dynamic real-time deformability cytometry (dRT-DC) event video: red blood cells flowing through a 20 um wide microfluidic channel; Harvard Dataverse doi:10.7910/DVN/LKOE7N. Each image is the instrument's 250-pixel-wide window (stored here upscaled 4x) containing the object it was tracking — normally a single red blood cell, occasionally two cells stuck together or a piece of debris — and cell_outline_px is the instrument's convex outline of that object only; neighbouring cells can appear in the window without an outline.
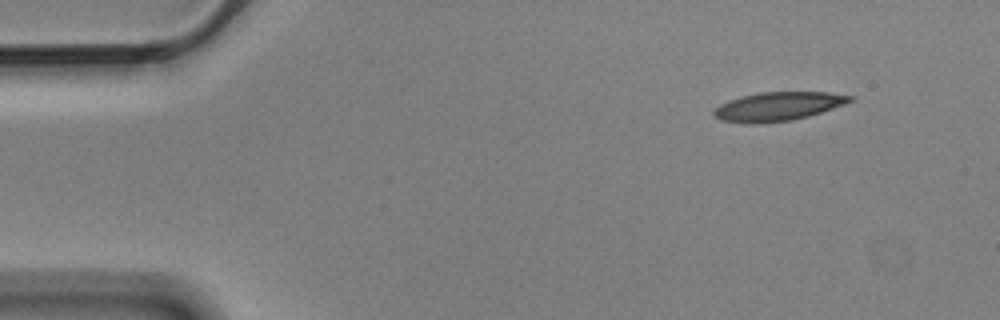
{"species": "Egyptian fruit bat (a non-hibernating species)", "species_latin": "Rousettus aegyptiacus", "temperature_condition": "cold", "stored_images_in_passage": 4, "camera_frame_rate_fps": 3000, "um_per_image_px": 0.085, "animal": {"sex": "male"}, "frame": {"image": 1, "passage_image": 1, "time_ms": 0.0, "image_size_px": [1000, 320], "cell_outline_px": [[856, 100], [808, 116], [792, 120], [756, 124], [748, 124], [720, 120], [712, 116], [712, 112], [720, 104], [728, 100], [760, 92], [828, 92], [856, 96]], "centroid_in_image_um": [66.13, 9.05], "position_along_channel_um": 18.9, "area_um2": 22.95}}
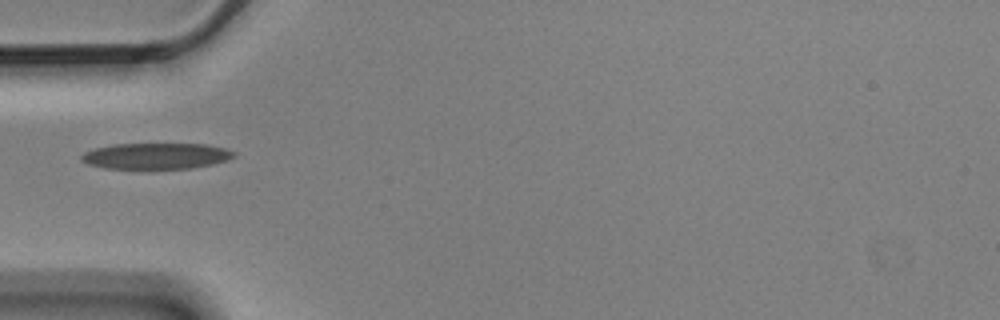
{"frame": {"image": 2, "passage_image": 4, "time_ms": 1.0, "image_size_px": [1000, 320], "cell_outline_px": [[236, 156], [228, 160], [212, 164], [192, 168], [104, 168], [88, 164], [80, 160], [80, 156], [84, 152], [96, 148], [112, 144], [204, 144], [224, 148], [236, 152]], "centroid_in_image_um": [13.27, 13.25], "position_along_channel_um": 71.7, "area_um2": 23.06}}